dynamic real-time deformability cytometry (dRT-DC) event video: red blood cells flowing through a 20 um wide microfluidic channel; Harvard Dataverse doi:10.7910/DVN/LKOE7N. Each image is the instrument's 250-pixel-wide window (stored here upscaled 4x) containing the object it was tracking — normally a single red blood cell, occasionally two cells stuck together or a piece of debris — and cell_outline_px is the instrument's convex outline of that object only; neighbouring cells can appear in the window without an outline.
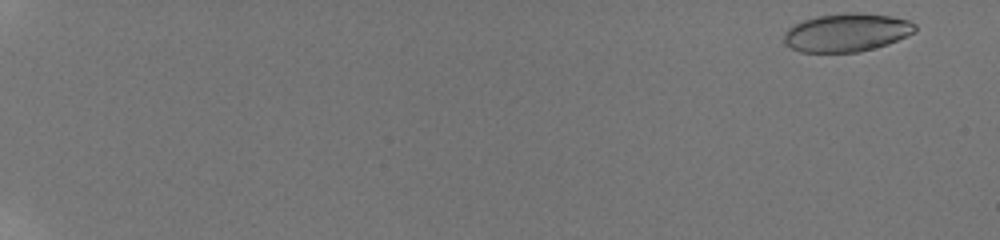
{"species": "human", "species_latin": "Homo sapiens", "temperature_condition": "room temperature", "stored_images_in_passage": 57, "camera_frame_rate_fps": 3000, "um_per_image_px": 0.085, "donor": {"sex": "male"}, "frame": {"image": 1, "passage_image": 3, "time_ms": 0.667, "image_size_px": [1000, 240], "cell_outline_px": [[916, 32], [888, 44], [856, 52], [800, 52], [784, 44], [784, 32], [788, 28], [804, 20], [816, 16], [848, 12], [860, 12], [892, 16], [908, 20], [916, 24]], "centroid_in_image_um": [71.98, 2.75], "position_along_channel_um": 13.0, "area_um2": 29.3}}
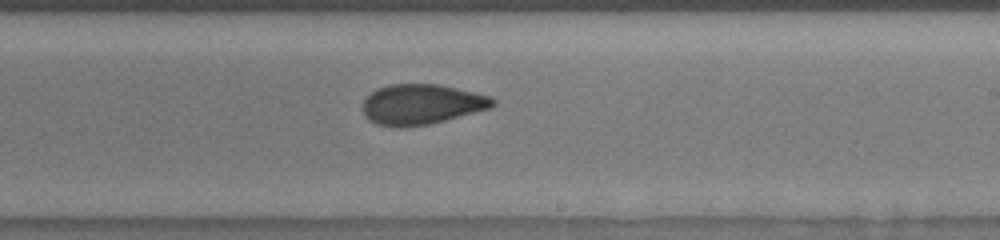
{"frame": {"image": 2, "passage_image": 39, "time_ms": 12.667, "image_size_px": [1000, 240], "cell_outline_px": [[496, 104], [488, 108], [444, 120], [428, 124], [404, 128], [392, 128], [376, 124], [368, 120], [364, 116], [360, 108], [364, 100], [372, 92], [388, 84], [436, 84], [456, 88], [488, 96], [496, 100]], "centroid_in_image_um": [35.74, 8.89], "position_along_channel_um": 253.3, "area_um2": 30.46}}
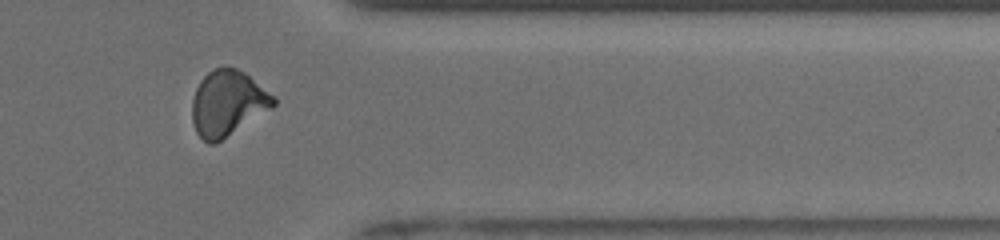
{"frame": {"image": 3, "passage_image": 50, "time_ms": 16.333, "image_size_px": [1000, 240], "cell_outline_px": [[276, 104], [272, 108], [216, 144], [208, 144], [196, 132], [192, 120], [192, 100], [196, 88], [200, 80], [212, 68], [236, 68], [244, 72], [276, 96]], "centroid_in_image_um": [19.36, 8.78], "position_along_channel_um": 392.0, "area_um2": 31.15}}